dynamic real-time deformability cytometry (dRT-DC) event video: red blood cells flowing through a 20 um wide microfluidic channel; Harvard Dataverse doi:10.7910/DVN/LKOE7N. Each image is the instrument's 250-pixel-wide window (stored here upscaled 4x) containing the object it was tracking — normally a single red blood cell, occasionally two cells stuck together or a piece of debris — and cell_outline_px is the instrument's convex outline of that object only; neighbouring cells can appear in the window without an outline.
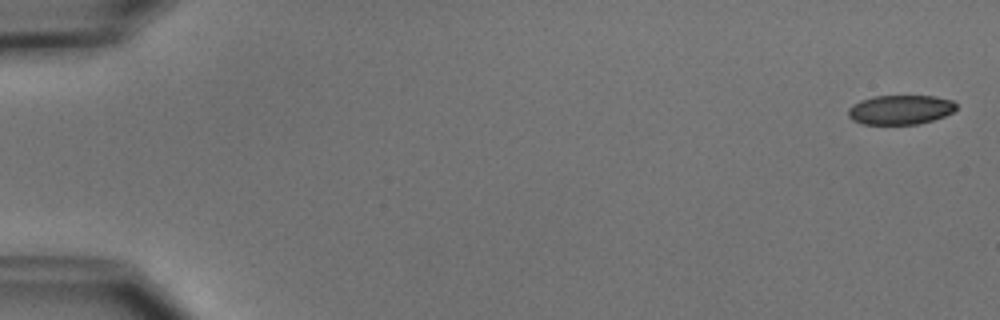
{"species": "common noctule bat (a hibernating species)", "species_latin": "Nyctalus noctula", "temperature_condition": "cold", "stored_images_in_passage": 5, "camera_frame_rate_fps": 3000, "um_per_image_px": 0.085, "animal": {"sex": "male", "body_mass_g": 15.6}, "frame": {"image": 1, "passage_image": 1, "time_ms": 0.0, "image_size_px": [1000, 320], "cell_outline_px": [[956, 108], [952, 112], [944, 116], [932, 120], [916, 124], [860, 124], [852, 120], [848, 116], [848, 108], [852, 104], [860, 100], [872, 96], [936, 96], [952, 100], [956, 104]], "centroid_in_image_um": [76.49, 9.32], "position_along_channel_um": 8.5, "area_um2": 18.61}}
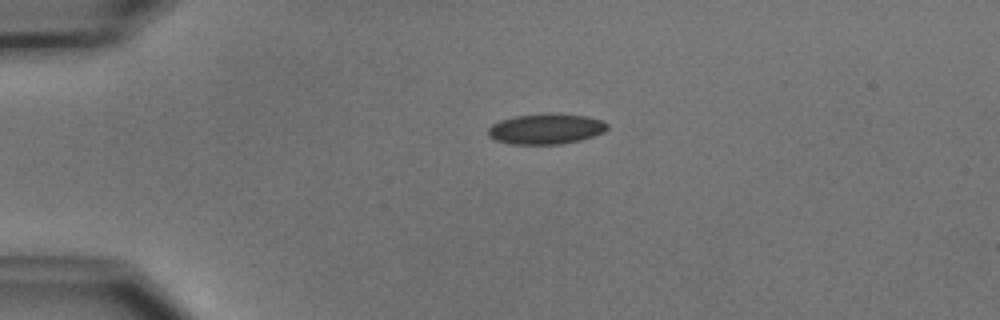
{"frame": {"image": 2, "passage_image": 4, "time_ms": 3.667, "image_size_px": [1000, 320], "cell_outline_px": [[608, 128], [604, 132], [580, 140], [560, 144], [512, 144], [496, 140], [488, 136], [488, 128], [492, 124], [500, 120], [516, 116], [548, 112], [588, 116], [604, 120], [608, 124]], "centroid_in_image_um": [46.43, 10.94], "position_along_channel_um": 38.6, "area_um2": 21.39}}